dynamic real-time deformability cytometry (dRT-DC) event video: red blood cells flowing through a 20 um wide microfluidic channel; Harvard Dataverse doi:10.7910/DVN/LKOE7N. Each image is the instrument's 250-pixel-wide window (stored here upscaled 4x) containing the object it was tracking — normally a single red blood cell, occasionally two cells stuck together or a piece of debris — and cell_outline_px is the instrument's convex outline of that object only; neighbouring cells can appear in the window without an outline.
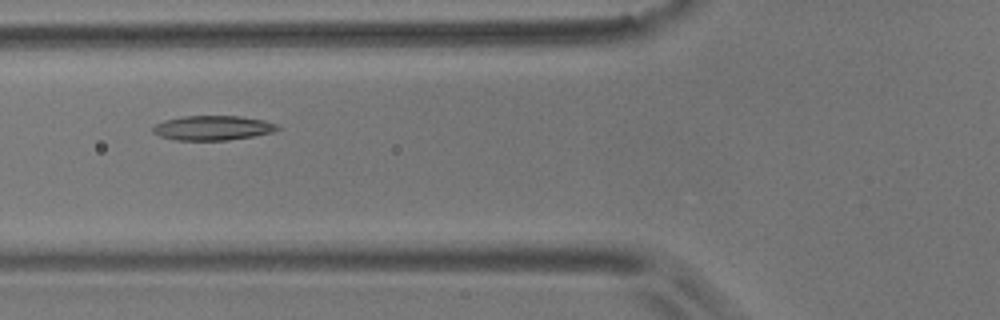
{"species": "common noctule bat (a hibernating species)", "species_latin": "Nyctalus noctula", "temperature_condition": "room temperature", "stored_images_in_passage": 5, "segment_of_instrument_passage": [1, 2], "camera_frame_rate_fps": 3000, "um_per_image_px": 0.085, "animal": {"sex": "male", "body_mass_g": 17.9}, "frame": {"image": 1, "passage_image": 2, "time_ms": 1.333, "image_size_px": [1000, 320], "cell_outline_px": [[280, 128], [272, 132], [252, 136], [228, 140], [176, 140], [160, 136], [152, 132], [152, 128], [156, 124], [164, 120], [184, 116], [240, 116], [264, 120], [276, 124]], "centroid_in_image_um": [18.06, 10.87], "position_along_channel_um": 107.7, "area_um2": 17.74}}
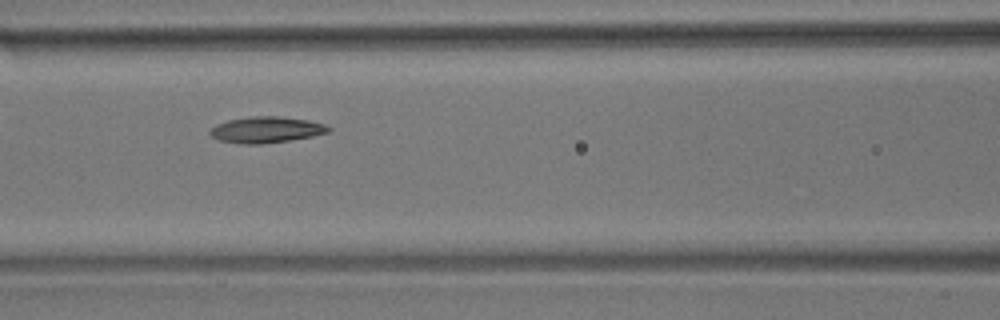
{"frame": {"image": 2, "passage_image": 3, "time_ms": 2.333, "image_size_px": [1000, 320], "cell_outline_px": [[332, 128], [328, 132], [312, 136], [288, 140], [260, 144], [240, 144], [220, 140], [212, 136], [208, 132], [216, 124], [228, 120], [252, 116], [280, 116], [308, 120], [324, 124]], "centroid_in_image_um": [22.62, 11.02], "position_along_channel_um": 144.0, "area_um2": 17.92}}
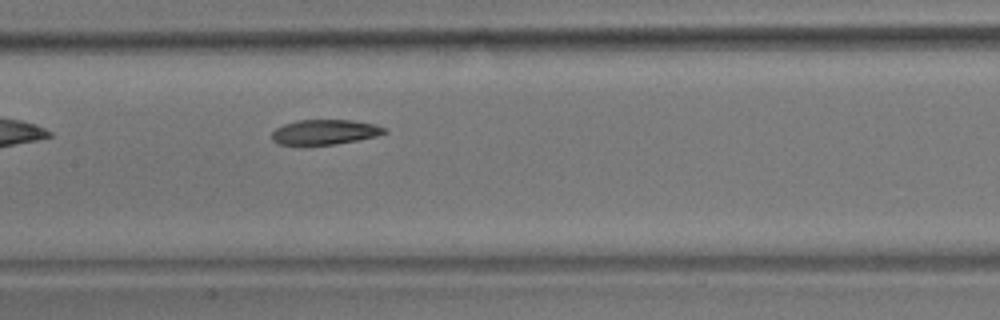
{"frame": {"image": 3, "passage_image": 4, "time_ms": 3.333, "image_size_px": [1000, 320], "cell_outline_px": [[388, 132], [376, 136], [336, 144], [280, 144], [272, 140], [272, 132], [276, 128], [284, 124], [296, 120], [352, 120], [372, 124], [384, 128]], "centroid_in_image_um": [27.59, 11.21], "position_along_channel_um": 179.8, "area_um2": 16.07}}